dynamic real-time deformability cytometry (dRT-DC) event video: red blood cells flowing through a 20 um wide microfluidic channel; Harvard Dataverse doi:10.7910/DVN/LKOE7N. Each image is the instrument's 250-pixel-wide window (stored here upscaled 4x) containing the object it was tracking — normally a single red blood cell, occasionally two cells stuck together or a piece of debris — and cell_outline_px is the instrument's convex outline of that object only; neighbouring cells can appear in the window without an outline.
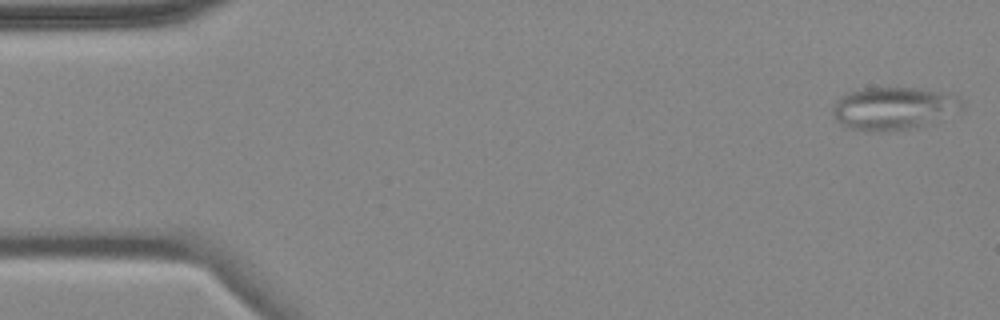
{"species": "common noctule bat (a hibernating species)", "species_latin": "Nyctalus noctula", "temperature_condition": "cold", "stored_images_in_passage": 4, "camera_frame_rate_fps": 3000, "um_per_image_px": 0.085, "animal": {"sex": "female", "body_mass_g": 18.4}, "frame": {"image": 1, "passage_image": 1, "time_ms": 0.0, "image_size_px": [1000, 320], "cell_outline_px": [[964, 108], [924, 124], [892, 132], [864, 132], [848, 128], [840, 124], [836, 120], [832, 112], [832, 108], [836, 100], [840, 96], [848, 92], [864, 88], [920, 88], [940, 92], [960, 100], [964, 104]], "centroid_in_image_um": [75.83, 9.22], "position_along_channel_um": 9.2, "area_um2": 31.91}}
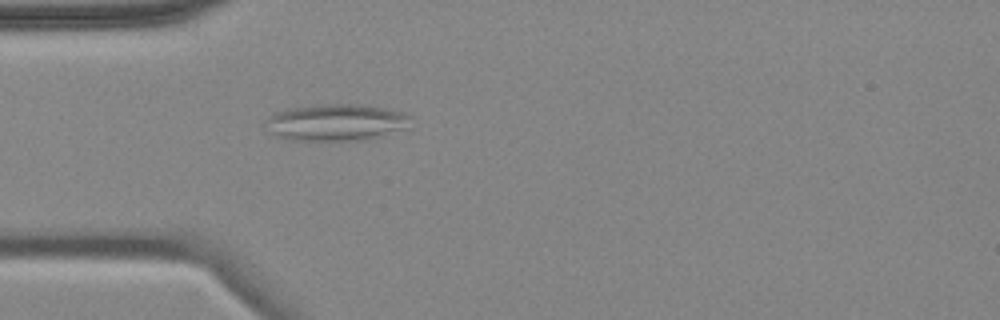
{"frame": {"image": 2, "passage_image": 4, "time_ms": 4.667, "image_size_px": [1000, 320], "cell_outline_px": [[412, 116], [404, 128], [380, 136], [364, 140], [288, 140], [276, 136], [264, 124], [264, 120], [276, 112], [296, 108], [332, 104], [348, 104], [388, 108], [408, 112]], "centroid_in_image_um": [28.59, 10.41], "position_along_channel_um": 56.4, "area_um2": 30.63}}